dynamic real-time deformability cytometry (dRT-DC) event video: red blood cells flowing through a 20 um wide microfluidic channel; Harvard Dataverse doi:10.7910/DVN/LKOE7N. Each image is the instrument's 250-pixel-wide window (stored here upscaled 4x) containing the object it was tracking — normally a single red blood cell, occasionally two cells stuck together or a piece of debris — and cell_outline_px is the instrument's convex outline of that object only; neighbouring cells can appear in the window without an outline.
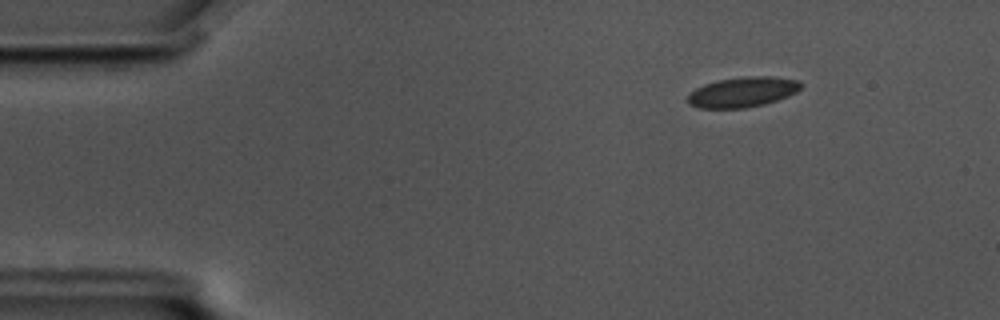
{"species": "common noctule bat (a hibernating species)", "species_latin": "Nyctalus noctula", "temperature_condition": "cold", "stored_images_in_passage": 58, "camera_frame_rate_fps": 3000, "um_per_image_px": 0.085, "animal": {"sex": "male", "body_mass_g": 17.5, "forearm_length_mm": 52.3}, "frame": {"image": 1, "passage_image": 8, "time_ms": 2.333, "image_size_px": [1000, 320], "cell_outline_px": [[804, 84], [796, 92], [788, 96], [764, 104], [744, 108], [700, 108], [688, 104], [688, 92], [704, 84], [720, 80], [744, 76], [768, 76], [800, 80]], "centroid_in_image_um": [63.12, 7.82], "position_along_channel_um": 21.9, "area_um2": 19.94}}
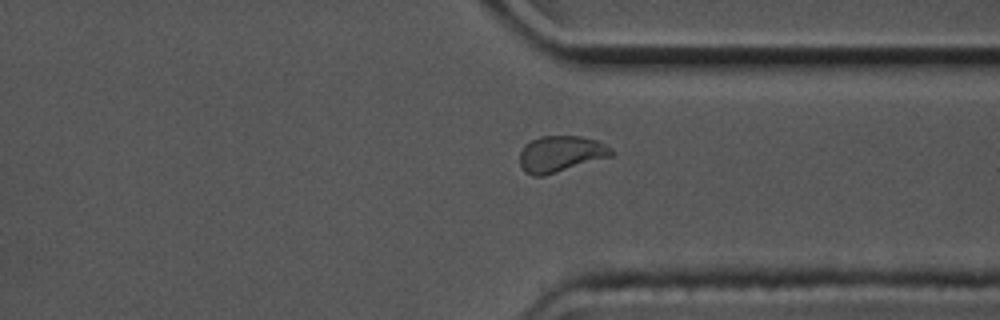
{"frame": {"image": 2, "passage_image": 44, "time_ms": 14.333, "image_size_px": [1000, 320], "cell_outline_px": [[612, 156], [544, 176], [532, 176], [524, 172], [520, 164], [520, 152], [524, 144], [540, 136], [580, 136], [600, 140], [612, 148]], "centroid_in_image_um": [47.66, 13.08], "position_along_channel_um": 363.7, "area_um2": 19.54}}
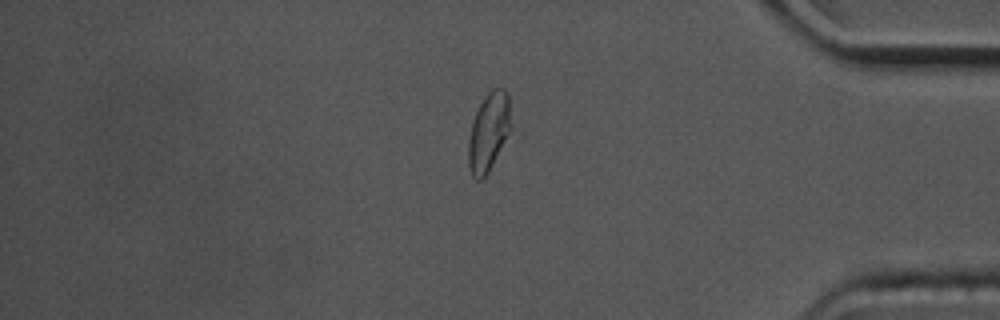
{"frame": {"image": 3, "passage_image": 49, "time_ms": 16.0, "image_size_px": [1000, 320], "cell_outline_px": [[508, 132], [488, 172], [480, 180], [476, 180], [472, 176], [468, 164], [468, 140], [472, 120], [484, 96], [492, 88], [504, 88], [508, 92]], "centroid_in_image_um": [41.47, 11.2], "position_along_channel_um": 393.7, "area_um2": 18.73}}